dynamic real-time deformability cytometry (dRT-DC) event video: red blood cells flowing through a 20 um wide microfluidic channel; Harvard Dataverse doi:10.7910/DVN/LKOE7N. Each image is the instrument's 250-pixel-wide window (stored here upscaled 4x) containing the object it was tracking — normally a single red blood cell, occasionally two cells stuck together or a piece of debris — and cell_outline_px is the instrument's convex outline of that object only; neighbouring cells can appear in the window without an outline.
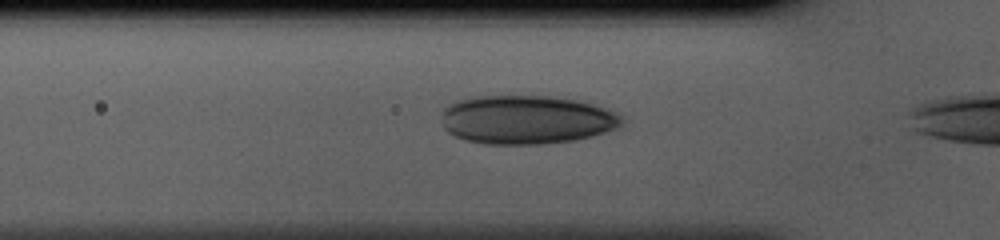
{"species": "human", "species_latin": "Homo sapiens", "temperature_condition": "cold", "stored_images_in_passage": 8, "camera_frame_rate_fps": 3000, "um_per_image_px": 0.085, "donor": {"sex": "male"}, "frame": {"image": 1, "passage_image": 6, "time_ms": 1.667, "image_size_px": [1000, 240], "cell_outline_px": [[624, 120], [616, 128], [592, 136], [576, 140], [544, 144], [484, 144], [464, 140], [448, 132], [444, 128], [444, 108], [448, 104], [456, 100], [476, 96], [548, 96], [576, 100], [592, 104], [604, 108], [624, 116]], "centroid_in_image_um": [44.75, 10.18], "position_along_channel_um": 81.1, "area_um2": 51.21}}